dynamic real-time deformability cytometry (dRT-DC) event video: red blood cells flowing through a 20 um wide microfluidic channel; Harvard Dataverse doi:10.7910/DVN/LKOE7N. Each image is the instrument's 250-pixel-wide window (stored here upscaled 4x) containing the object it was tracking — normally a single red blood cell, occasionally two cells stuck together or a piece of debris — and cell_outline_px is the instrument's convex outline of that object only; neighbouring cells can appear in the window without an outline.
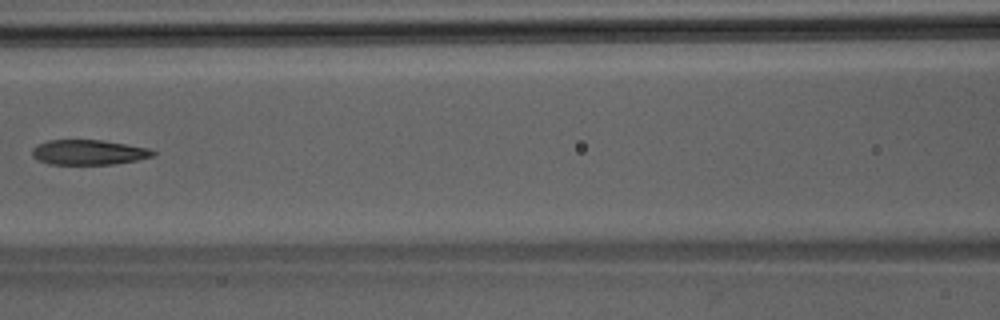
{"species": "Egyptian fruit bat (a non-hibernating species)", "species_latin": "Rousettus aegyptiacus", "temperature_condition": "room temperature", "stored_images_in_passage": 7, "camera_frame_rate_fps": 3000, "um_per_image_px": 0.085, "animal": {"sex": "male"}, "frame": {"image": 1, "passage_image": 7, "time_ms": 2.0, "image_size_px": [1000, 320], "cell_outline_px": [[156, 152], [152, 156], [136, 160], [116, 164], [48, 164], [32, 156], [32, 148], [36, 144], [48, 140], [100, 140], [148, 148]], "centroid_in_image_um": [7.49, 12.94], "position_along_channel_um": 159.1, "area_um2": 17.46}}